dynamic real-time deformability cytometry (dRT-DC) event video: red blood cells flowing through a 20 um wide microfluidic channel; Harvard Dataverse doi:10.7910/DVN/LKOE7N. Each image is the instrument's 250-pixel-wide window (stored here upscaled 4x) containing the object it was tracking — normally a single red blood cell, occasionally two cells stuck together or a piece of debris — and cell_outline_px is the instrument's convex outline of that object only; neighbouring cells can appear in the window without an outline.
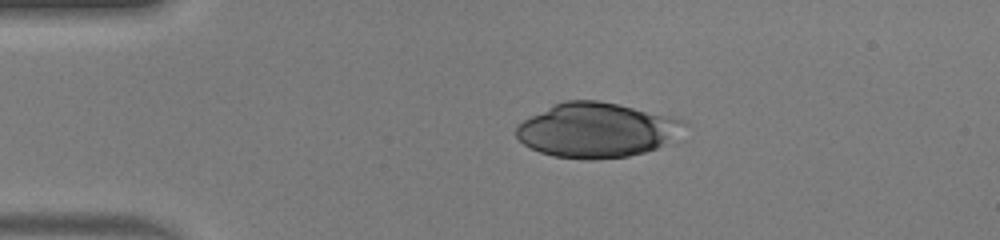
{"species": "human", "species_latin": "Homo sapiens", "temperature_condition": "warm", "stored_images_in_passage": 40, "camera_frame_rate_fps": 3000, "um_per_image_px": 0.085, "donor": {"sex": "male"}, "frame": {"image": 1, "passage_image": 1, "time_ms": 0.0, "image_size_px": [1000, 240], "cell_outline_px": [[688, 124], [656, 148], [644, 152], [628, 156], [596, 160], [584, 160], [552, 156], [540, 152], [524, 144], [516, 136], [516, 124], [552, 104], [564, 100], [596, 100], [616, 104], [688, 120]], "centroid_in_image_um": [50.64, 11.06], "position_along_channel_um": 34.4, "area_um2": 53.12}}
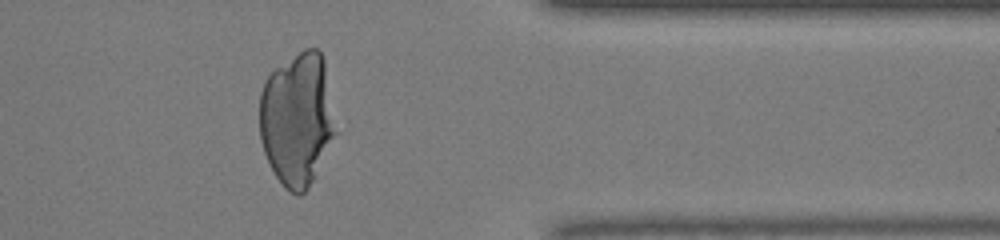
{"frame": {"image": 2, "passage_image": 31, "time_ms": 10.0, "image_size_px": [1000, 240], "cell_outline_px": [[336, 132], [316, 176], [308, 188], [300, 196], [296, 196], [284, 188], [276, 176], [264, 152], [260, 140], [260, 92], [264, 80], [276, 68], [304, 48], [316, 48], [320, 52], [324, 60]], "centroid_in_image_um": [25.24, 10.16], "position_along_channel_um": 386.2, "area_um2": 58.96}}